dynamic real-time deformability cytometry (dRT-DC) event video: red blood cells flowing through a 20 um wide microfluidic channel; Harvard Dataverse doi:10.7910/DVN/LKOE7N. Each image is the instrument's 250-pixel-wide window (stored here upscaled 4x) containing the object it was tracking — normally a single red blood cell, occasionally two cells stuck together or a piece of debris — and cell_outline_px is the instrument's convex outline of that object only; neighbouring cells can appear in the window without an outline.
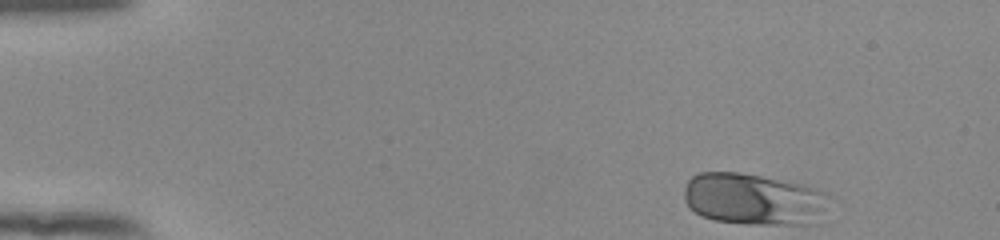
{"species": "human", "species_latin": "Homo sapiens", "temperature_condition": "room temperature", "stored_images_in_passage": 42, "camera_frame_rate_fps": 3000, "um_per_image_px": 0.085, "donor": {"sex": "female"}, "frame": {"image": 1, "passage_image": 1, "time_ms": 0.0, "image_size_px": [1000, 240], "cell_outline_px": [[828, 196], [816, 224], [744, 224], [716, 220], [700, 216], [688, 208], [684, 200], [684, 188], [688, 180], [696, 172], [740, 172], [804, 184], [824, 192]], "centroid_in_image_um": [63.98, 16.92], "position_along_channel_um": 21.0, "area_um2": 43.87}}
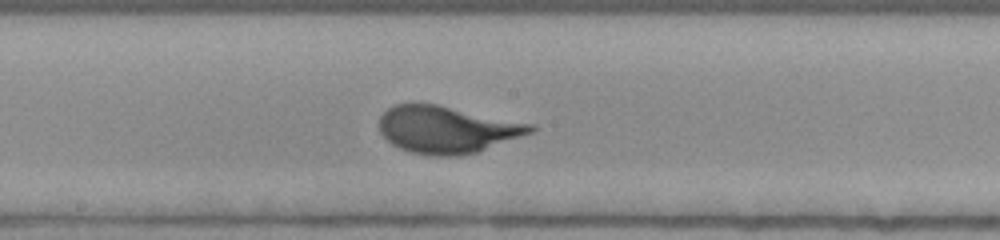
{"frame": {"image": 2, "passage_image": 24, "time_ms": 7.667, "image_size_px": [1000, 240], "cell_outline_px": [[536, 128], [532, 132], [476, 152], [460, 156], [428, 156], [412, 152], [400, 148], [392, 144], [380, 132], [380, 116], [388, 108], [396, 104], [436, 104], [536, 124]], "centroid_in_image_um": [38.0, 11.01], "position_along_channel_um": 210.2, "area_um2": 41.27}}
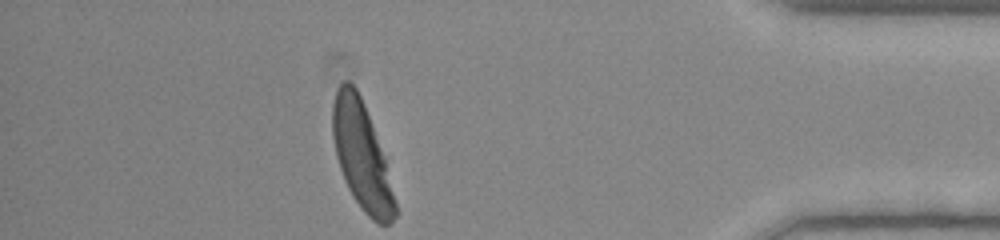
{"frame": {"image": 3, "passage_image": 42, "time_ms": 13.667, "image_size_px": [1000, 240], "cell_outline_px": [[396, 216], [388, 224], [380, 224], [372, 220], [364, 212], [352, 196], [344, 180], [336, 156], [332, 136], [332, 104], [336, 88], [344, 80], [348, 80], [356, 88], [364, 104], [384, 156], [396, 204]], "centroid_in_image_um": [30.71, 13.22], "position_along_channel_um": 404.5, "area_um2": 38.73}, "authors_computed_cell_mechanics": {"area_um2": 40.3444, "velocity_mm_per_s": 3.8586, "shape_relaxation_time_tau1_ms": 2.6322, "shape_relaxation_time_tau2_ms": null, "deformation_change_tau1": 0.1634, "deformation_change_tau2": null}}